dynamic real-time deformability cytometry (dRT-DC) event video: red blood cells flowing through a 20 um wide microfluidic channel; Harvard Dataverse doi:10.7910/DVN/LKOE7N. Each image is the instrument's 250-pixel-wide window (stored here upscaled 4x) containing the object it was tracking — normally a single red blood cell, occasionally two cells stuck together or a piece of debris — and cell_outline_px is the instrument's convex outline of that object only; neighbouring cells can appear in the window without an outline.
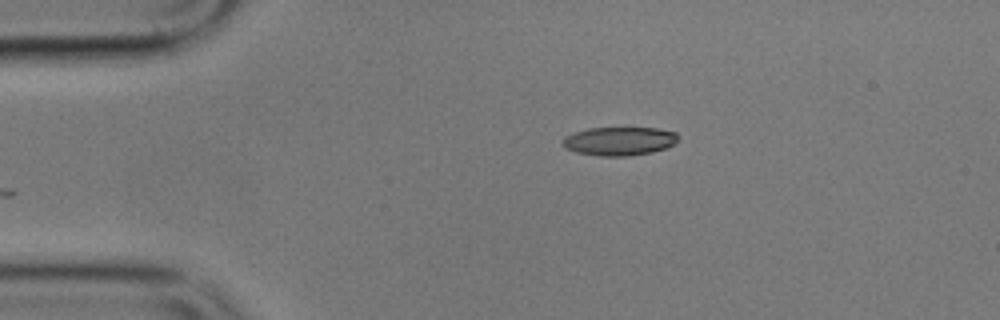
{"species": "common noctule bat (a hibernating species)", "species_latin": "Nyctalus noctula", "temperature_condition": "cold", "stored_images_in_passage": 33, "camera_frame_rate_fps": 3000, "um_per_image_px": 0.085, "animal": {"sex": "male", "body_mass_g": 17.9}, "frame": {"image": 1, "passage_image": 1, "time_ms": 0.0, "image_size_px": [1000, 320], "cell_outline_px": [[680, 136], [672, 144], [664, 148], [652, 152], [628, 156], [596, 156], [576, 152], [564, 148], [564, 136], [588, 128], [656, 128], [676, 132]], "centroid_in_image_um": [52.63, 12.0], "position_along_channel_um": 32.4, "area_um2": 19.13}}
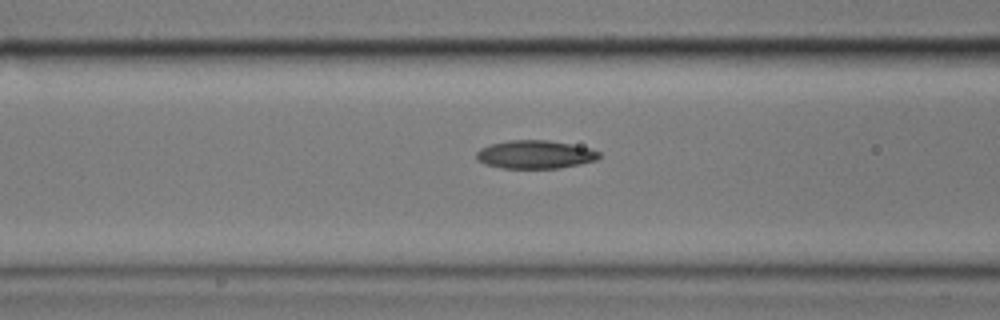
{"frame": {"image": 2, "passage_image": 12, "time_ms": 3.667, "image_size_px": [1000, 320], "cell_outline_px": [[600, 156], [596, 160], [580, 164], [560, 168], [500, 168], [484, 164], [476, 160], [476, 152], [480, 148], [492, 144], [508, 140], [548, 140], [572, 144], [592, 148], [600, 152]], "centroid_in_image_um": [45.48, 13.13], "position_along_channel_um": 121.1, "area_um2": 20.4}}
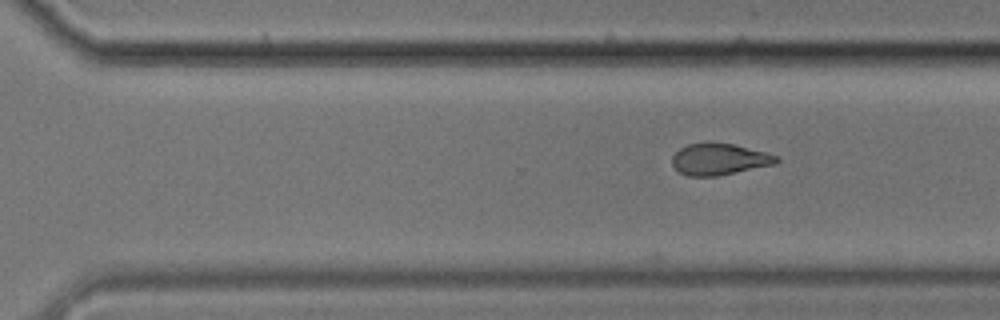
{"frame": {"image": 3, "passage_image": 28, "time_ms": 9.0, "image_size_px": [1000, 320], "cell_outline_px": [[780, 160], [776, 164], [716, 176], [688, 176], [680, 172], [672, 164], [672, 156], [680, 148], [688, 144], [732, 144], [764, 152], [776, 156]], "centroid_in_image_um": [61.13, 13.56], "position_along_channel_um": 309.5, "area_um2": 18.61}}